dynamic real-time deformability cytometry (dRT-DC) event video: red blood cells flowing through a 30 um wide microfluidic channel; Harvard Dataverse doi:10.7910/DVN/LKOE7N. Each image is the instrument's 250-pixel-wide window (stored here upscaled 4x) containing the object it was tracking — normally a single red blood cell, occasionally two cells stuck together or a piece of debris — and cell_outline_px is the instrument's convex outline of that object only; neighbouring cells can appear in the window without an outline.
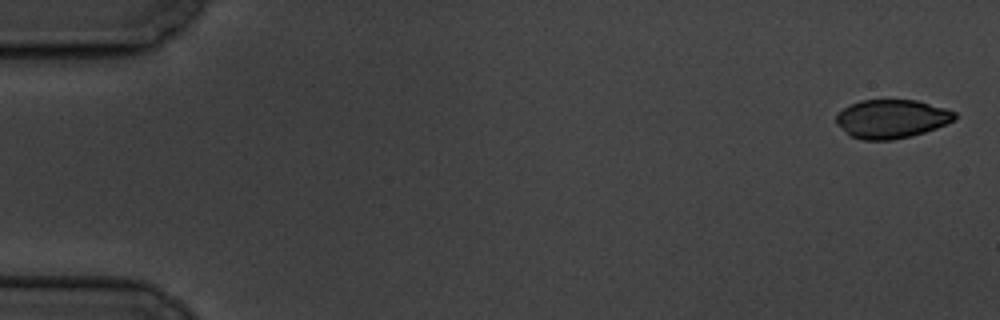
{"species": "common noctule bat (a hibernating species)", "species_latin": "Nyctalus noctula", "temperature_condition": "cold", "stored_images_in_passage": 7, "camera_frame_rate_fps": 3000, "um_per_image_px": 0.085, "animal": {"sex": "male", "body_mass_g": 19.5, "forearm_length_mm": 54.6}, "frame": {"image": 1, "passage_image": 1, "time_ms": 0.0, "image_size_px": [1000, 320], "cell_outline_px": [[956, 120], [936, 128], [912, 136], [892, 140], [864, 140], [852, 136], [836, 124], [836, 116], [848, 104], [860, 100], [916, 100], [944, 108], [956, 112]], "centroid_in_image_um": [75.79, 10.1], "position_along_channel_um": 9.2, "area_um2": 26.65}}
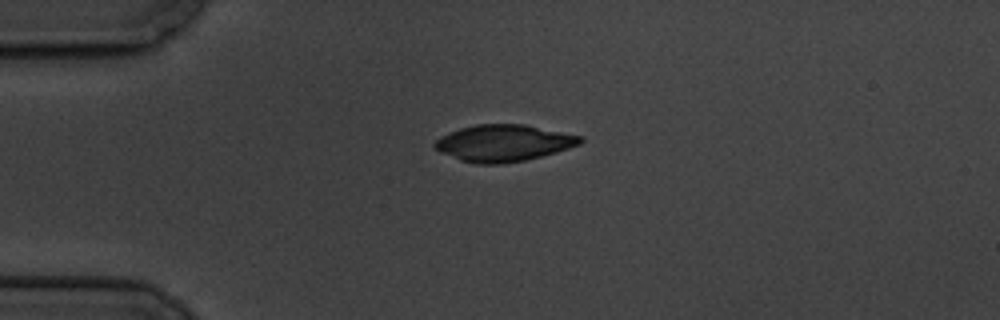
{"frame": {"image": 2, "passage_image": 5, "time_ms": 4.333, "image_size_px": [1000, 320], "cell_outline_px": [[584, 140], [580, 144], [556, 152], [524, 160], [500, 164], [476, 164], [460, 160], [440, 152], [432, 148], [432, 144], [440, 136], [460, 128], [476, 124], [524, 124], [584, 136]], "centroid_in_image_um": [42.78, 12.15], "position_along_channel_um": 42.2, "area_um2": 31.21}}